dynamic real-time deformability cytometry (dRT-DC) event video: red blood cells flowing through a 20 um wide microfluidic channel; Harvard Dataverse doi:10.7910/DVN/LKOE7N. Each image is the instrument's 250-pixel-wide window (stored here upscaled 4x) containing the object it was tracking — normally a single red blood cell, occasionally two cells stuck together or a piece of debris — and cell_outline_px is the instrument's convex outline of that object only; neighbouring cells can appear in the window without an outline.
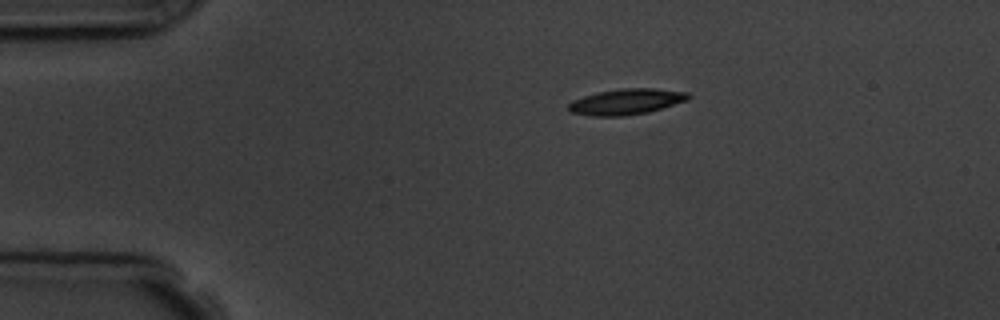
{"species": "common noctule bat (a hibernating species)", "species_latin": "Nyctalus noctula", "temperature_condition": "room temperature", "stored_images_in_passage": 3, "camera_frame_rate_fps": 3000, "um_per_image_px": 0.085, "animal": {"sex": "male", "body_mass_g": 19.5, "forearm_length_mm": 54.6}, "frame": {"image": 1, "passage_image": 1, "time_ms": 0.0, "image_size_px": [1000, 320], "cell_outline_px": [[692, 96], [688, 100], [648, 112], [624, 116], [592, 116], [572, 112], [568, 108], [568, 104], [572, 100], [596, 92], [620, 88], [656, 88], [688, 92]], "centroid_in_image_um": [53.25, 8.63], "position_along_channel_um": 31.7, "area_um2": 18.09}}
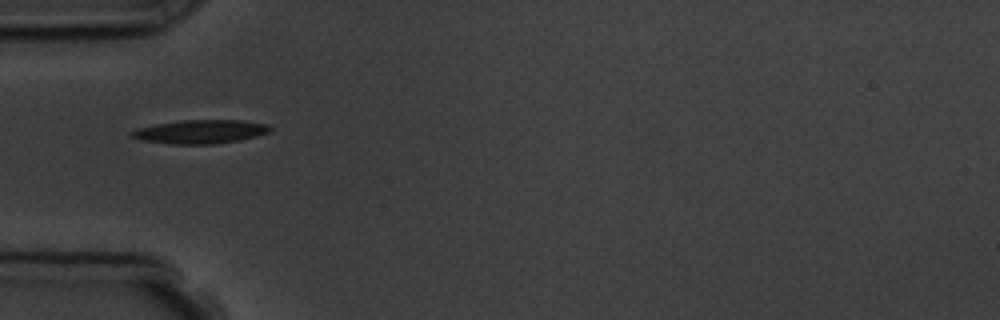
{"frame": {"image": 2, "passage_image": 3, "time_ms": 2.333, "image_size_px": [1000, 320], "cell_outline_px": [[272, 128], [268, 132], [256, 136], [236, 140], [212, 144], [172, 144], [144, 140], [132, 136], [128, 132], [136, 128], [156, 124], [180, 120], [240, 120], [268, 124]], "centroid_in_image_um": [17.01, 11.18], "position_along_channel_um": 68.0, "area_um2": 18.9}}